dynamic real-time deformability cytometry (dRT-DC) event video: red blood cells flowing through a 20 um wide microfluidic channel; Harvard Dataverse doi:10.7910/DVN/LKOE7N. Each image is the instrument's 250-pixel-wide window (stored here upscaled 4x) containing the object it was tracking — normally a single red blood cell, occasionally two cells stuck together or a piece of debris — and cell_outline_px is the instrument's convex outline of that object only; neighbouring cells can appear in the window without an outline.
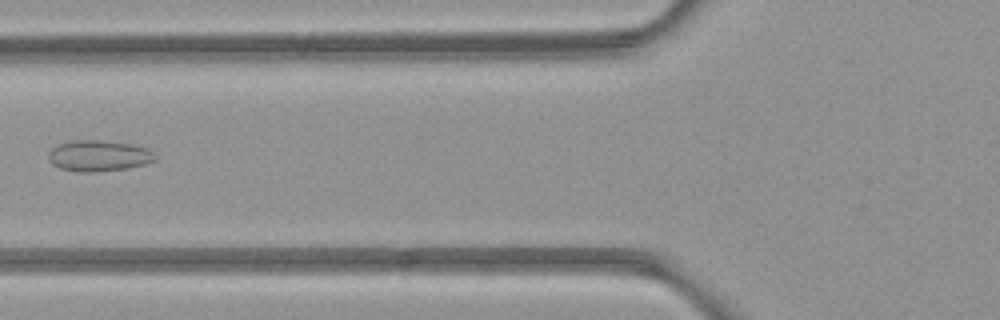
{"species": "common noctule bat (a hibernating species)", "species_latin": "Nyctalus noctula", "temperature_condition": "room temperature", "stored_images_in_passage": 6, "camera_frame_rate_fps": 3000, "um_per_image_px": 0.085, "animal": {"sex": "female", "body_mass_g": 21.9}, "frame": {"image": 1, "passage_image": 6, "time_ms": 5.667, "image_size_px": [1000, 320], "cell_outline_px": [[156, 160], [144, 164], [128, 168], [96, 172], [80, 172], [60, 168], [52, 164], [48, 160], [48, 152], [56, 144], [68, 140], [104, 140], [132, 144], [148, 148], [156, 156]], "centroid_in_image_um": [8.36, 13.23], "position_along_channel_um": 117.4, "area_um2": 19.59}}